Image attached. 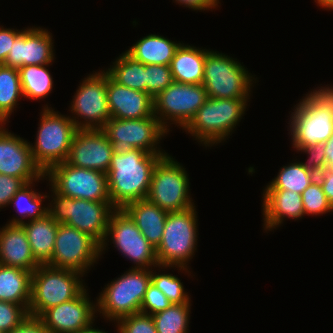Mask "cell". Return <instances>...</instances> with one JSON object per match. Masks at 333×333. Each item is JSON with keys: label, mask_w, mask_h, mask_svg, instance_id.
Returning a JSON list of instances; mask_svg holds the SVG:
<instances>
[{"label": "cell", "mask_w": 333, "mask_h": 333, "mask_svg": "<svg viewBox=\"0 0 333 333\" xmlns=\"http://www.w3.org/2000/svg\"><path fill=\"white\" fill-rule=\"evenodd\" d=\"M141 149L113 153L107 182L111 204L123 209L127 204L147 198L153 169L162 156Z\"/></svg>", "instance_id": "cell-1"}, {"label": "cell", "mask_w": 333, "mask_h": 333, "mask_svg": "<svg viewBox=\"0 0 333 333\" xmlns=\"http://www.w3.org/2000/svg\"><path fill=\"white\" fill-rule=\"evenodd\" d=\"M296 104L288 124L292 146L327 142L333 134V87H319Z\"/></svg>", "instance_id": "cell-2"}, {"label": "cell", "mask_w": 333, "mask_h": 333, "mask_svg": "<svg viewBox=\"0 0 333 333\" xmlns=\"http://www.w3.org/2000/svg\"><path fill=\"white\" fill-rule=\"evenodd\" d=\"M196 213L195 206L168 212L160 245L155 249L162 271L176 267L189 273L187 263L193 258L198 243Z\"/></svg>", "instance_id": "cell-3"}, {"label": "cell", "mask_w": 333, "mask_h": 333, "mask_svg": "<svg viewBox=\"0 0 333 333\" xmlns=\"http://www.w3.org/2000/svg\"><path fill=\"white\" fill-rule=\"evenodd\" d=\"M248 100L208 97L183 130L206 148L225 141L241 121Z\"/></svg>", "instance_id": "cell-4"}, {"label": "cell", "mask_w": 333, "mask_h": 333, "mask_svg": "<svg viewBox=\"0 0 333 333\" xmlns=\"http://www.w3.org/2000/svg\"><path fill=\"white\" fill-rule=\"evenodd\" d=\"M82 273L40 264L32 273L30 316L40 317L46 310L79 296L86 288Z\"/></svg>", "instance_id": "cell-5"}, {"label": "cell", "mask_w": 333, "mask_h": 333, "mask_svg": "<svg viewBox=\"0 0 333 333\" xmlns=\"http://www.w3.org/2000/svg\"><path fill=\"white\" fill-rule=\"evenodd\" d=\"M49 188L53 193L50 195L53 200L48 205L51 217L59 224L65 223L91 235L102 244L110 215L115 210L111 201L74 199L58 193L52 186Z\"/></svg>", "instance_id": "cell-6"}, {"label": "cell", "mask_w": 333, "mask_h": 333, "mask_svg": "<svg viewBox=\"0 0 333 333\" xmlns=\"http://www.w3.org/2000/svg\"><path fill=\"white\" fill-rule=\"evenodd\" d=\"M40 115L36 140L30 148L34 163L46 173L52 166L66 161L78 129L69 116L59 114L48 105H44Z\"/></svg>", "instance_id": "cell-7"}, {"label": "cell", "mask_w": 333, "mask_h": 333, "mask_svg": "<svg viewBox=\"0 0 333 333\" xmlns=\"http://www.w3.org/2000/svg\"><path fill=\"white\" fill-rule=\"evenodd\" d=\"M126 272L108 283L96 300V311L113 322L140 312L151 283V269L131 268Z\"/></svg>", "instance_id": "cell-8"}, {"label": "cell", "mask_w": 333, "mask_h": 333, "mask_svg": "<svg viewBox=\"0 0 333 333\" xmlns=\"http://www.w3.org/2000/svg\"><path fill=\"white\" fill-rule=\"evenodd\" d=\"M233 59L212 50L206 54L202 84L209 98L250 99L255 78Z\"/></svg>", "instance_id": "cell-9"}, {"label": "cell", "mask_w": 333, "mask_h": 333, "mask_svg": "<svg viewBox=\"0 0 333 333\" xmlns=\"http://www.w3.org/2000/svg\"><path fill=\"white\" fill-rule=\"evenodd\" d=\"M185 168L168 153L155 165L147 200L167 212L194 207Z\"/></svg>", "instance_id": "cell-10"}, {"label": "cell", "mask_w": 333, "mask_h": 333, "mask_svg": "<svg viewBox=\"0 0 333 333\" xmlns=\"http://www.w3.org/2000/svg\"><path fill=\"white\" fill-rule=\"evenodd\" d=\"M101 130L111 142L115 154L127 153L134 149H141L150 154H167L160 150L158 144L168 131L154 114L141 119L111 117Z\"/></svg>", "instance_id": "cell-11"}, {"label": "cell", "mask_w": 333, "mask_h": 333, "mask_svg": "<svg viewBox=\"0 0 333 333\" xmlns=\"http://www.w3.org/2000/svg\"><path fill=\"white\" fill-rule=\"evenodd\" d=\"M112 240L114 247L138 269L159 267L155 248L142 235L141 231L123 209H115L109 218L105 239L101 244V255Z\"/></svg>", "instance_id": "cell-12"}, {"label": "cell", "mask_w": 333, "mask_h": 333, "mask_svg": "<svg viewBox=\"0 0 333 333\" xmlns=\"http://www.w3.org/2000/svg\"><path fill=\"white\" fill-rule=\"evenodd\" d=\"M207 98L203 84H184L173 81L153 98L154 115L168 132L170 122L183 129Z\"/></svg>", "instance_id": "cell-13"}, {"label": "cell", "mask_w": 333, "mask_h": 333, "mask_svg": "<svg viewBox=\"0 0 333 333\" xmlns=\"http://www.w3.org/2000/svg\"><path fill=\"white\" fill-rule=\"evenodd\" d=\"M101 256V244L91 235L65 223L58 224L53 255L46 263L55 268L87 272Z\"/></svg>", "instance_id": "cell-14"}, {"label": "cell", "mask_w": 333, "mask_h": 333, "mask_svg": "<svg viewBox=\"0 0 333 333\" xmlns=\"http://www.w3.org/2000/svg\"><path fill=\"white\" fill-rule=\"evenodd\" d=\"M88 75L73 96L70 106L73 116L70 118L77 129H102L111 118L107 102V72L100 70Z\"/></svg>", "instance_id": "cell-15"}, {"label": "cell", "mask_w": 333, "mask_h": 333, "mask_svg": "<svg viewBox=\"0 0 333 333\" xmlns=\"http://www.w3.org/2000/svg\"><path fill=\"white\" fill-rule=\"evenodd\" d=\"M45 175L49 185L65 196L88 201H111L107 174L103 172L63 162L52 166Z\"/></svg>", "instance_id": "cell-16"}, {"label": "cell", "mask_w": 333, "mask_h": 333, "mask_svg": "<svg viewBox=\"0 0 333 333\" xmlns=\"http://www.w3.org/2000/svg\"><path fill=\"white\" fill-rule=\"evenodd\" d=\"M112 155L111 142L101 129H78L65 162L107 174Z\"/></svg>", "instance_id": "cell-17"}, {"label": "cell", "mask_w": 333, "mask_h": 333, "mask_svg": "<svg viewBox=\"0 0 333 333\" xmlns=\"http://www.w3.org/2000/svg\"><path fill=\"white\" fill-rule=\"evenodd\" d=\"M0 124V174L21 178L25 183L47 179L34 163L30 142Z\"/></svg>", "instance_id": "cell-18"}, {"label": "cell", "mask_w": 333, "mask_h": 333, "mask_svg": "<svg viewBox=\"0 0 333 333\" xmlns=\"http://www.w3.org/2000/svg\"><path fill=\"white\" fill-rule=\"evenodd\" d=\"M85 289L76 298L51 307L39 318L49 333H79L95 321L96 304Z\"/></svg>", "instance_id": "cell-19"}, {"label": "cell", "mask_w": 333, "mask_h": 333, "mask_svg": "<svg viewBox=\"0 0 333 333\" xmlns=\"http://www.w3.org/2000/svg\"><path fill=\"white\" fill-rule=\"evenodd\" d=\"M52 34L41 27L26 28L15 40L3 65L20 68L54 61Z\"/></svg>", "instance_id": "cell-20"}, {"label": "cell", "mask_w": 333, "mask_h": 333, "mask_svg": "<svg viewBox=\"0 0 333 333\" xmlns=\"http://www.w3.org/2000/svg\"><path fill=\"white\" fill-rule=\"evenodd\" d=\"M107 102L111 117L116 119H141L154 114L153 98L115 82L107 73Z\"/></svg>", "instance_id": "cell-21"}, {"label": "cell", "mask_w": 333, "mask_h": 333, "mask_svg": "<svg viewBox=\"0 0 333 333\" xmlns=\"http://www.w3.org/2000/svg\"><path fill=\"white\" fill-rule=\"evenodd\" d=\"M263 191V228L266 232L276 229L287 217L298 220L305 215L301 194L282 189Z\"/></svg>", "instance_id": "cell-22"}, {"label": "cell", "mask_w": 333, "mask_h": 333, "mask_svg": "<svg viewBox=\"0 0 333 333\" xmlns=\"http://www.w3.org/2000/svg\"><path fill=\"white\" fill-rule=\"evenodd\" d=\"M0 264L33 272L40 263L32 254L27 234L21 224L0 228Z\"/></svg>", "instance_id": "cell-23"}, {"label": "cell", "mask_w": 333, "mask_h": 333, "mask_svg": "<svg viewBox=\"0 0 333 333\" xmlns=\"http://www.w3.org/2000/svg\"><path fill=\"white\" fill-rule=\"evenodd\" d=\"M123 210L135 222L147 241L156 249L162 239L168 212L147 199L131 202Z\"/></svg>", "instance_id": "cell-24"}, {"label": "cell", "mask_w": 333, "mask_h": 333, "mask_svg": "<svg viewBox=\"0 0 333 333\" xmlns=\"http://www.w3.org/2000/svg\"><path fill=\"white\" fill-rule=\"evenodd\" d=\"M209 51L181 43L170 64L173 80L184 84H202L205 57Z\"/></svg>", "instance_id": "cell-25"}, {"label": "cell", "mask_w": 333, "mask_h": 333, "mask_svg": "<svg viewBox=\"0 0 333 333\" xmlns=\"http://www.w3.org/2000/svg\"><path fill=\"white\" fill-rule=\"evenodd\" d=\"M26 222L21 225L27 234L32 254L40 264H46L53 255L59 223L49 213Z\"/></svg>", "instance_id": "cell-26"}, {"label": "cell", "mask_w": 333, "mask_h": 333, "mask_svg": "<svg viewBox=\"0 0 333 333\" xmlns=\"http://www.w3.org/2000/svg\"><path fill=\"white\" fill-rule=\"evenodd\" d=\"M32 273L18 267L0 264V301L22 305L28 311Z\"/></svg>", "instance_id": "cell-27"}, {"label": "cell", "mask_w": 333, "mask_h": 333, "mask_svg": "<svg viewBox=\"0 0 333 333\" xmlns=\"http://www.w3.org/2000/svg\"><path fill=\"white\" fill-rule=\"evenodd\" d=\"M180 44L159 34H150L138 40L126 52L144 65L170 66L175 51Z\"/></svg>", "instance_id": "cell-28"}, {"label": "cell", "mask_w": 333, "mask_h": 333, "mask_svg": "<svg viewBox=\"0 0 333 333\" xmlns=\"http://www.w3.org/2000/svg\"><path fill=\"white\" fill-rule=\"evenodd\" d=\"M105 71L118 84L146 92V65L135 60L126 51Z\"/></svg>", "instance_id": "cell-29"}, {"label": "cell", "mask_w": 333, "mask_h": 333, "mask_svg": "<svg viewBox=\"0 0 333 333\" xmlns=\"http://www.w3.org/2000/svg\"><path fill=\"white\" fill-rule=\"evenodd\" d=\"M34 182L36 181L26 183L11 198L10 204H14L16 211L19 213L18 215L21 216L20 218H18V216L17 218L14 217L7 224H22L25 222L24 220H26L24 218H30L28 220L31 221L48 214V206L43 207L42 202H44L45 199H48L49 196L46 195V193H43L42 195L40 192H35V189L33 190L32 188Z\"/></svg>", "instance_id": "cell-30"}, {"label": "cell", "mask_w": 333, "mask_h": 333, "mask_svg": "<svg viewBox=\"0 0 333 333\" xmlns=\"http://www.w3.org/2000/svg\"><path fill=\"white\" fill-rule=\"evenodd\" d=\"M21 96L19 69L0 64V124H7Z\"/></svg>", "instance_id": "cell-31"}, {"label": "cell", "mask_w": 333, "mask_h": 333, "mask_svg": "<svg viewBox=\"0 0 333 333\" xmlns=\"http://www.w3.org/2000/svg\"><path fill=\"white\" fill-rule=\"evenodd\" d=\"M45 65H28L19 68L23 97L31 100L46 98L52 91L53 78Z\"/></svg>", "instance_id": "cell-32"}, {"label": "cell", "mask_w": 333, "mask_h": 333, "mask_svg": "<svg viewBox=\"0 0 333 333\" xmlns=\"http://www.w3.org/2000/svg\"><path fill=\"white\" fill-rule=\"evenodd\" d=\"M317 179V174L306 169L300 161L283 166L278 175L264 189L291 190L302 192Z\"/></svg>", "instance_id": "cell-33"}, {"label": "cell", "mask_w": 333, "mask_h": 333, "mask_svg": "<svg viewBox=\"0 0 333 333\" xmlns=\"http://www.w3.org/2000/svg\"><path fill=\"white\" fill-rule=\"evenodd\" d=\"M190 303L172 304L152 315L157 333H188Z\"/></svg>", "instance_id": "cell-34"}, {"label": "cell", "mask_w": 333, "mask_h": 333, "mask_svg": "<svg viewBox=\"0 0 333 333\" xmlns=\"http://www.w3.org/2000/svg\"><path fill=\"white\" fill-rule=\"evenodd\" d=\"M156 273V270L151 269V282L172 304L190 303L191 299L188 293L185 292L180 278L169 273Z\"/></svg>", "instance_id": "cell-35"}, {"label": "cell", "mask_w": 333, "mask_h": 333, "mask_svg": "<svg viewBox=\"0 0 333 333\" xmlns=\"http://www.w3.org/2000/svg\"><path fill=\"white\" fill-rule=\"evenodd\" d=\"M301 195L305 215H323L333 212V207L328 202L318 179L314 180Z\"/></svg>", "instance_id": "cell-36"}, {"label": "cell", "mask_w": 333, "mask_h": 333, "mask_svg": "<svg viewBox=\"0 0 333 333\" xmlns=\"http://www.w3.org/2000/svg\"><path fill=\"white\" fill-rule=\"evenodd\" d=\"M173 76L168 65H146V93L152 98L164 91L172 82Z\"/></svg>", "instance_id": "cell-37"}, {"label": "cell", "mask_w": 333, "mask_h": 333, "mask_svg": "<svg viewBox=\"0 0 333 333\" xmlns=\"http://www.w3.org/2000/svg\"><path fill=\"white\" fill-rule=\"evenodd\" d=\"M28 316V311L22 305L0 301V331L4 333L12 331Z\"/></svg>", "instance_id": "cell-38"}, {"label": "cell", "mask_w": 333, "mask_h": 333, "mask_svg": "<svg viewBox=\"0 0 333 333\" xmlns=\"http://www.w3.org/2000/svg\"><path fill=\"white\" fill-rule=\"evenodd\" d=\"M118 333H157L152 315L136 313L116 321Z\"/></svg>", "instance_id": "cell-39"}, {"label": "cell", "mask_w": 333, "mask_h": 333, "mask_svg": "<svg viewBox=\"0 0 333 333\" xmlns=\"http://www.w3.org/2000/svg\"><path fill=\"white\" fill-rule=\"evenodd\" d=\"M172 303L168 298L151 282L146 290L140 313L153 315L159 311L166 310Z\"/></svg>", "instance_id": "cell-40"}, {"label": "cell", "mask_w": 333, "mask_h": 333, "mask_svg": "<svg viewBox=\"0 0 333 333\" xmlns=\"http://www.w3.org/2000/svg\"><path fill=\"white\" fill-rule=\"evenodd\" d=\"M296 150L308 155L309 159H307V162H301L306 169L318 175L326 168V155L323 143L308 145Z\"/></svg>", "instance_id": "cell-41"}, {"label": "cell", "mask_w": 333, "mask_h": 333, "mask_svg": "<svg viewBox=\"0 0 333 333\" xmlns=\"http://www.w3.org/2000/svg\"><path fill=\"white\" fill-rule=\"evenodd\" d=\"M25 184L21 178L0 174V208L10 205L11 198Z\"/></svg>", "instance_id": "cell-42"}, {"label": "cell", "mask_w": 333, "mask_h": 333, "mask_svg": "<svg viewBox=\"0 0 333 333\" xmlns=\"http://www.w3.org/2000/svg\"><path fill=\"white\" fill-rule=\"evenodd\" d=\"M25 30H15L10 28L0 27V64H4L10 48H12L14 40Z\"/></svg>", "instance_id": "cell-43"}, {"label": "cell", "mask_w": 333, "mask_h": 333, "mask_svg": "<svg viewBox=\"0 0 333 333\" xmlns=\"http://www.w3.org/2000/svg\"><path fill=\"white\" fill-rule=\"evenodd\" d=\"M8 333H49L39 317L28 316L22 324Z\"/></svg>", "instance_id": "cell-44"}, {"label": "cell", "mask_w": 333, "mask_h": 333, "mask_svg": "<svg viewBox=\"0 0 333 333\" xmlns=\"http://www.w3.org/2000/svg\"><path fill=\"white\" fill-rule=\"evenodd\" d=\"M328 202L333 207V169L325 168L317 175Z\"/></svg>", "instance_id": "cell-45"}, {"label": "cell", "mask_w": 333, "mask_h": 333, "mask_svg": "<svg viewBox=\"0 0 333 333\" xmlns=\"http://www.w3.org/2000/svg\"><path fill=\"white\" fill-rule=\"evenodd\" d=\"M176 3L179 5H185L192 10H210L216 9L218 4L220 3L219 0H175Z\"/></svg>", "instance_id": "cell-46"}, {"label": "cell", "mask_w": 333, "mask_h": 333, "mask_svg": "<svg viewBox=\"0 0 333 333\" xmlns=\"http://www.w3.org/2000/svg\"><path fill=\"white\" fill-rule=\"evenodd\" d=\"M324 151L326 155V168L333 169V134L331 138L324 143Z\"/></svg>", "instance_id": "cell-47"}, {"label": "cell", "mask_w": 333, "mask_h": 333, "mask_svg": "<svg viewBox=\"0 0 333 333\" xmlns=\"http://www.w3.org/2000/svg\"><path fill=\"white\" fill-rule=\"evenodd\" d=\"M318 6L325 10H333V0H314Z\"/></svg>", "instance_id": "cell-48"}, {"label": "cell", "mask_w": 333, "mask_h": 333, "mask_svg": "<svg viewBox=\"0 0 333 333\" xmlns=\"http://www.w3.org/2000/svg\"><path fill=\"white\" fill-rule=\"evenodd\" d=\"M92 326H93V324H91L89 327L83 329L79 333H107V332L103 331L102 329L101 330L97 329V328L95 329Z\"/></svg>", "instance_id": "cell-49"}]
</instances>
